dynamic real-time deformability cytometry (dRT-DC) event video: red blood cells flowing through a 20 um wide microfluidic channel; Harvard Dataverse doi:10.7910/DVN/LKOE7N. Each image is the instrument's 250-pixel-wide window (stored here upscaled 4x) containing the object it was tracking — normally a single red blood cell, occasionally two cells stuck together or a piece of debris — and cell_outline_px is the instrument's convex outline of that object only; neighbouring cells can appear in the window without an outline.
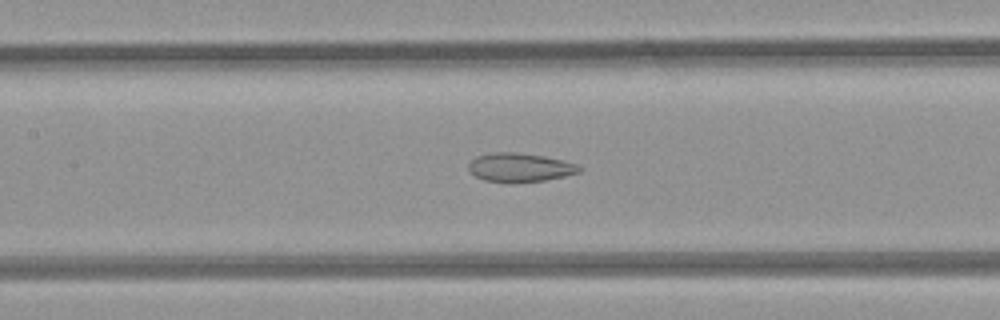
{"species": "common noctule bat (a hibernating species)", "species_latin": "Nyctalus noctula", "temperature_condition": "room temperature", "stored_images_in_passage": 48, "camera_frame_rate_fps": 3000, "um_per_image_px": 0.085, "animal": {"sex": "female", "body_mass_g": 21.9}, "frame": {"image": 1, "passage_image": 21, "time_ms": 6.667, "image_size_px": [1000, 320], "cell_outline_px": [[584, 168], [580, 172], [564, 176], [544, 180], [516, 184], [504, 184], [484, 180], [476, 176], [468, 168], [468, 164], [476, 156], [492, 152], [516, 152], [544, 156], [576, 164]], "centroid_in_image_um": [44.17, 14.26], "position_along_channel_um": 163.2, "area_um2": 18.9}}
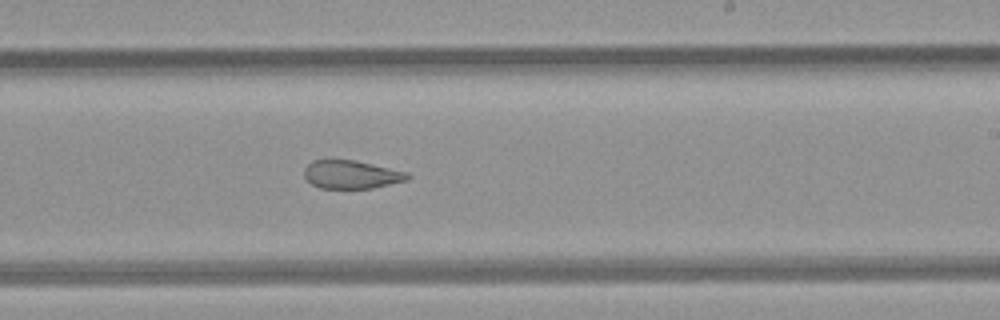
{"frame": {"image": 2, "passage_image": 28, "time_ms": 9.0, "image_size_px": [1000, 320], "cell_outline_px": [[412, 176], [408, 180], [372, 188], [320, 188], [312, 184], [304, 176], [304, 168], [312, 160], [356, 160], [408, 172]], "centroid_in_image_um": [29.89, 14.83], "position_along_channel_um": 259.1, "area_um2": 17.05}}
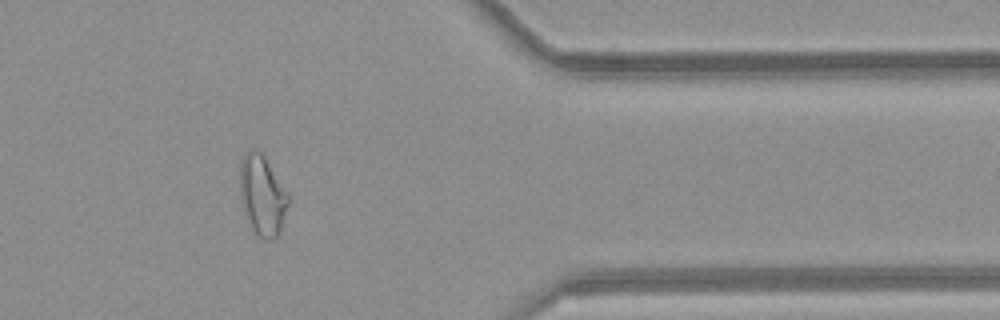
{"frame": {"image": 3, "passage_image": 39, "time_ms": 12.667, "image_size_px": [1000, 320], "cell_outline_px": [[288, 204], [280, 232], [272, 240], [264, 240], [252, 228], [248, 220], [240, 196], [240, 160], [252, 148], [256, 148], [264, 156], [288, 192]], "centroid_in_image_um": [22.3, 16.59], "position_along_channel_um": 389.1, "area_um2": 22.31}, "authors_computed_cell_mechanics": {"area_um2": 22.8021, "velocity_mm_per_s": 4.1343, "shape_relaxation_time_tau1_ms": null, "shape_relaxation_time_tau2_ms": 2.1003, "deformation_change_tau1": null, "deformation_change_tau2": 0.0922}}